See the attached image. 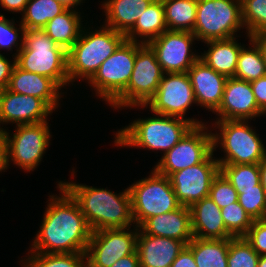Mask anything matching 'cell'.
Listing matches in <instances>:
<instances>
[{
  "label": "cell",
  "instance_id": "obj_1",
  "mask_svg": "<svg viewBox=\"0 0 266 267\" xmlns=\"http://www.w3.org/2000/svg\"><path fill=\"white\" fill-rule=\"evenodd\" d=\"M59 195H51L46 211L28 253L86 252L92 230L77 201L62 186Z\"/></svg>",
  "mask_w": 266,
  "mask_h": 267
},
{
  "label": "cell",
  "instance_id": "obj_2",
  "mask_svg": "<svg viewBox=\"0 0 266 267\" xmlns=\"http://www.w3.org/2000/svg\"><path fill=\"white\" fill-rule=\"evenodd\" d=\"M77 201L92 232L134 224L129 188L116 194L108 189L59 181Z\"/></svg>",
  "mask_w": 266,
  "mask_h": 267
},
{
  "label": "cell",
  "instance_id": "obj_3",
  "mask_svg": "<svg viewBox=\"0 0 266 267\" xmlns=\"http://www.w3.org/2000/svg\"><path fill=\"white\" fill-rule=\"evenodd\" d=\"M156 116L136 119L129 126L118 130L114 144L121 147L161 150L165 154L193 127L186 119L160 114Z\"/></svg>",
  "mask_w": 266,
  "mask_h": 267
},
{
  "label": "cell",
  "instance_id": "obj_4",
  "mask_svg": "<svg viewBox=\"0 0 266 267\" xmlns=\"http://www.w3.org/2000/svg\"><path fill=\"white\" fill-rule=\"evenodd\" d=\"M83 28L85 31L82 29L77 41L67 51L71 84L79 78L88 82L100 65L126 40L125 34L105 25L95 31Z\"/></svg>",
  "mask_w": 266,
  "mask_h": 267
},
{
  "label": "cell",
  "instance_id": "obj_5",
  "mask_svg": "<svg viewBox=\"0 0 266 267\" xmlns=\"http://www.w3.org/2000/svg\"><path fill=\"white\" fill-rule=\"evenodd\" d=\"M23 38L16 65L24 71L53 79L61 88L69 85L67 51L44 29H27Z\"/></svg>",
  "mask_w": 266,
  "mask_h": 267
},
{
  "label": "cell",
  "instance_id": "obj_6",
  "mask_svg": "<svg viewBox=\"0 0 266 267\" xmlns=\"http://www.w3.org/2000/svg\"><path fill=\"white\" fill-rule=\"evenodd\" d=\"M248 120L216 121L220 133H212L213 151L220 145L224 158H216L219 165L259 164L266 158V147Z\"/></svg>",
  "mask_w": 266,
  "mask_h": 267
},
{
  "label": "cell",
  "instance_id": "obj_7",
  "mask_svg": "<svg viewBox=\"0 0 266 267\" xmlns=\"http://www.w3.org/2000/svg\"><path fill=\"white\" fill-rule=\"evenodd\" d=\"M131 195L132 217L140 227L148 218L171 212L181 206L170 178L154 168L151 174L128 187Z\"/></svg>",
  "mask_w": 266,
  "mask_h": 267
},
{
  "label": "cell",
  "instance_id": "obj_8",
  "mask_svg": "<svg viewBox=\"0 0 266 267\" xmlns=\"http://www.w3.org/2000/svg\"><path fill=\"white\" fill-rule=\"evenodd\" d=\"M244 28L241 0H197L193 30L197 41L228 39ZM236 34V35H235Z\"/></svg>",
  "mask_w": 266,
  "mask_h": 267
},
{
  "label": "cell",
  "instance_id": "obj_9",
  "mask_svg": "<svg viewBox=\"0 0 266 267\" xmlns=\"http://www.w3.org/2000/svg\"><path fill=\"white\" fill-rule=\"evenodd\" d=\"M163 75L153 49L136 42V59L128 86L110 106L115 109L145 106L157 91Z\"/></svg>",
  "mask_w": 266,
  "mask_h": 267
},
{
  "label": "cell",
  "instance_id": "obj_10",
  "mask_svg": "<svg viewBox=\"0 0 266 267\" xmlns=\"http://www.w3.org/2000/svg\"><path fill=\"white\" fill-rule=\"evenodd\" d=\"M136 59V42L125 40L88 81L97 94L111 105L126 89Z\"/></svg>",
  "mask_w": 266,
  "mask_h": 267
},
{
  "label": "cell",
  "instance_id": "obj_11",
  "mask_svg": "<svg viewBox=\"0 0 266 267\" xmlns=\"http://www.w3.org/2000/svg\"><path fill=\"white\" fill-rule=\"evenodd\" d=\"M196 104L194 90L188 73H164L154 96L145 106L154 114L178 117L188 120L193 126L204 125L194 118H184L192 104Z\"/></svg>",
  "mask_w": 266,
  "mask_h": 267
},
{
  "label": "cell",
  "instance_id": "obj_12",
  "mask_svg": "<svg viewBox=\"0 0 266 267\" xmlns=\"http://www.w3.org/2000/svg\"><path fill=\"white\" fill-rule=\"evenodd\" d=\"M47 121L17 125L15 133L3 131L7 144L8 163L13 162L26 172L34 171L40 164L50 143L51 133Z\"/></svg>",
  "mask_w": 266,
  "mask_h": 267
},
{
  "label": "cell",
  "instance_id": "obj_13",
  "mask_svg": "<svg viewBox=\"0 0 266 267\" xmlns=\"http://www.w3.org/2000/svg\"><path fill=\"white\" fill-rule=\"evenodd\" d=\"M206 126H193L172 149L163 154L154 169L170 177L175 172L203 162L213 152L212 132Z\"/></svg>",
  "mask_w": 266,
  "mask_h": 267
},
{
  "label": "cell",
  "instance_id": "obj_14",
  "mask_svg": "<svg viewBox=\"0 0 266 267\" xmlns=\"http://www.w3.org/2000/svg\"><path fill=\"white\" fill-rule=\"evenodd\" d=\"M103 229L92 232L86 250L88 267H111L117 260L136 252L138 228ZM128 230V231H127Z\"/></svg>",
  "mask_w": 266,
  "mask_h": 267
},
{
  "label": "cell",
  "instance_id": "obj_15",
  "mask_svg": "<svg viewBox=\"0 0 266 267\" xmlns=\"http://www.w3.org/2000/svg\"><path fill=\"white\" fill-rule=\"evenodd\" d=\"M195 35L190 31L166 30L148 43L164 73H186L199 59L192 52Z\"/></svg>",
  "mask_w": 266,
  "mask_h": 267
},
{
  "label": "cell",
  "instance_id": "obj_16",
  "mask_svg": "<svg viewBox=\"0 0 266 267\" xmlns=\"http://www.w3.org/2000/svg\"><path fill=\"white\" fill-rule=\"evenodd\" d=\"M214 151L201 163L173 173L169 178L179 203L191 207L209 196L213 179L220 172Z\"/></svg>",
  "mask_w": 266,
  "mask_h": 267
},
{
  "label": "cell",
  "instance_id": "obj_17",
  "mask_svg": "<svg viewBox=\"0 0 266 267\" xmlns=\"http://www.w3.org/2000/svg\"><path fill=\"white\" fill-rule=\"evenodd\" d=\"M53 110L42 100L34 96L22 95L2 90L0 96V130L1 125L15 123L17 125L36 124L47 120Z\"/></svg>",
  "mask_w": 266,
  "mask_h": 267
},
{
  "label": "cell",
  "instance_id": "obj_18",
  "mask_svg": "<svg viewBox=\"0 0 266 267\" xmlns=\"http://www.w3.org/2000/svg\"><path fill=\"white\" fill-rule=\"evenodd\" d=\"M216 121L252 120L264 115L255 100L250 82L234 77L227 78L222 102L214 112Z\"/></svg>",
  "mask_w": 266,
  "mask_h": 267
},
{
  "label": "cell",
  "instance_id": "obj_19",
  "mask_svg": "<svg viewBox=\"0 0 266 267\" xmlns=\"http://www.w3.org/2000/svg\"><path fill=\"white\" fill-rule=\"evenodd\" d=\"M187 73L197 105L214 113L222 102L227 77L217 73L200 59L188 69Z\"/></svg>",
  "mask_w": 266,
  "mask_h": 267
},
{
  "label": "cell",
  "instance_id": "obj_20",
  "mask_svg": "<svg viewBox=\"0 0 266 267\" xmlns=\"http://www.w3.org/2000/svg\"><path fill=\"white\" fill-rule=\"evenodd\" d=\"M7 89L14 93L42 99L54 111L63 96L61 87L53 79L24 71L17 65L13 68Z\"/></svg>",
  "mask_w": 266,
  "mask_h": 267
},
{
  "label": "cell",
  "instance_id": "obj_21",
  "mask_svg": "<svg viewBox=\"0 0 266 267\" xmlns=\"http://www.w3.org/2000/svg\"><path fill=\"white\" fill-rule=\"evenodd\" d=\"M185 246L180 240L152 236L138 228L136 251L140 267H171Z\"/></svg>",
  "mask_w": 266,
  "mask_h": 267
},
{
  "label": "cell",
  "instance_id": "obj_22",
  "mask_svg": "<svg viewBox=\"0 0 266 267\" xmlns=\"http://www.w3.org/2000/svg\"><path fill=\"white\" fill-rule=\"evenodd\" d=\"M139 228L146 234L177 239L186 245L194 237L190 208L183 205L171 212L148 218Z\"/></svg>",
  "mask_w": 266,
  "mask_h": 267
},
{
  "label": "cell",
  "instance_id": "obj_23",
  "mask_svg": "<svg viewBox=\"0 0 266 267\" xmlns=\"http://www.w3.org/2000/svg\"><path fill=\"white\" fill-rule=\"evenodd\" d=\"M189 208L192 232L195 238L230 239L233 237L226 230L221 209L209 196L194 203Z\"/></svg>",
  "mask_w": 266,
  "mask_h": 267
},
{
  "label": "cell",
  "instance_id": "obj_24",
  "mask_svg": "<svg viewBox=\"0 0 266 267\" xmlns=\"http://www.w3.org/2000/svg\"><path fill=\"white\" fill-rule=\"evenodd\" d=\"M236 37L204 42L208 45L207 52L199 55L207 66L227 78L234 77L237 68L238 56L243 45L238 43ZM210 46V47H209Z\"/></svg>",
  "mask_w": 266,
  "mask_h": 267
},
{
  "label": "cell",
  "instance_id": "obj_25",
  "mask_svg": "<svg viewBox=\"0 0 266 267\" xmlns=\"http://www.w3.org/2000/svg\"><path fill=\"white\" fill-rule=\"evenodd\" d=\"M153 0H106L104 25L126 34Z\"/></svg>",
  "mask_w": 266,
  "mask_h": 267
},
{
  "label": "cell",
  "instance_id": "obj_26",
  "mask_svg": "<svg viewBox=\"0 0 266 267\" xmlns=\"http://www.w3.org/2000/svg\"><path fill=\"white\" fill-rule=\"evenodd\" d=\"M166 30L168 28L165 22L163 2L162 0H153L125 36L128 41L148 44Z\"/></svg>",
  "mask_w": 266,
  "mask_h": 267
},
{
  "label": "cell",
  "instance_id": "obj_27",
  "mask_svg": "<svg viewBox=\"0 0 266 267\" xmlns=\"http://www.w3.org/2000/svg\"><path fill=\"white\" fill-rule=\"evenodd\" d=\"M79 13L73 9H66L48 21L43 28L45 33L66 51L74 45L83 29V18Z\"/></svg>",
  "mask_w": 266,
  "mask_h": 267
},
{
  "label": "cell",
  "instance_id": "obj_28",
  "mask_svg": "<svg viewBox=\"0 0 266 267\" xmlns=\"http://www.w3.org/2000/svg\"><path fill=\"white\" fill-rule=\"evenodd\" d=\"M197 267H228L229 239L195 238L187 244Z\"/></svg>",
  "mask_w": 266,
  "mask_h": 267
},
{
  "label": "cell",
  "instance_id": "obj_29",
  "mask_svg": "<svg viewBox=\"0 0 266 267\" xmlns=\"http://www.w3.org/2000/svg\"><path fill=\"white\" fill-rule=\"evenodd\" d=\"M168 30L193 32L197 0H162Z\"/></svg>",
  "mask_w": 266,
  "mask_h": 267
},
{
  "label": "cell",
  "instance_id": "obj_30",
  "mask_svg": "<svg viewBox=\"0 0 266 267\" xmlns=\"http://www.w3.org/2000/svg\"><path fill=\"white\" fill-rule=\"evenodd\" d=\"M67 8L56 0H29L21 18V24L27 29H43L47 22Z\"/></svg>",
  "mask_w": 266,
  "mask_h": 267
},
{
  "label": "cell",
  "instance_id": "obj_31",
  "mask_svg": "<svg viewBox=\"0 0 266 267\" xmlns=\"http://www.w3.org/2000/svg\"><path fill=\"white\" fill-rule=\"evenodd\" d=\"M249 49L243 46L238 56L237 68L234 78L251 82L266 75L262 53L255 42L247 35Z\"/></svg>",
  "mask_w": 266,
  "mask_h": 267
},
{
  "label": "cell",
  "instance_id": "obj_32",
  "mask_svg": "<svg viewBox=\"0 0 266 267\" xmlns=\"http://www.w3.org/2000/svg\"><path fill=\"white\" fill-rule=\"evenodd\" d=\"M21 260L22 267H88L86 252L82 253H29ZM24 264V265H23Z\"/></svg>",
  "mask_w": 266,
  "mask_h": 267
},
{
  "label": "cell",
  "instance_id": "obj_33",
  "mask_svg": "<svg viewBox=\"0 0 266 267\" xmlns=\"http://www.w3.org/2000/svg\"><path fill=\"white\" fill-rule=\"evenodd\" d=\"M220 172L236 190L257 189L260 183L259 164L221 165Z\"/></svg>",
  "mask_w": 266,
  "mask_h": 267
},
{
  "label": "cell",
  "instance_id": "obj_34",
  "mask_svg": "<svg viewBox=\"0 0 266 267\" xmlns=\"http://www.w3.org/2000/svg\"><path fill=\"white\" fill-rule=\"evenodd\" d=\"M260 255L244 237L229 239L228 267H257Z\"/></svg>",
  "mask_w": 266,
  "mask_h": 267
},
{
  "label": "cell",
  "instance_id": "obj_35",
  "mask_svg": "<svg viewBox=\"0 0 266 267\" xmlns=\"http://www.w3.org/2000/svg\"><path fill=\"white\" fill-rule=\"evenodd\" d=\"M221 216L226 230L233 237H244L254 221L238 201L223 207Z\"/></svg>",
  "mask_w": 266,
  "mask_h": 267
},
{
  "label": "cell",
  "instance_id": "obj_36",
  "mask_svg": "<svg viewBox=\"0 0 266 267\" xmlns=\"http://www.w3.org/2000/svg\"><path fill=\"white\" fill-rule=\"evenodd\" d=\"M242 21L247 34L266 31V0H241Z\"/></svg>",
  "mask_w": 266,
  "mask_h": 267
},
{
  "label": "cell",
  "instance_id": "obj_37",
  "mask_svg": "<svg viewBox=\"0 0 266 267\" xmlns=\"http://www.w3.org/2000/svg\"><path fill=\"white\" fill-rule=\"evenodd\" d=\"M236 191L239 204L253 220L266 219V195L261 183L257 189Z\"/></svg>",
  "mask_w": 266,
  "mask_h": 267
},
{
  "label": "cell",
  "instance_id": "obj_38",
  "mask_svg": "<svg viewBox=\"0 0 266 267\" xmlns=\"http://www.w3.org/2000/svg\"><path fill=\"white\" fill-rule=\"evenodd\" d=\"M14 22L15 20H9L3 14H0V49H7L8 51H13L12 49L17 46V52L13 54V59H16L18 52L23 47V37L26 30L25 27L21 24V22L19 24L20 28L17 29V27H15ZM17 44L19 45V47Z\"/></svg>",
  "mask_w": 266,
  "mask_h": 267
},
{
  "label": "cell",
  "instance_id": "obj_39",
  "mask_svg": "<svg viewBox=\"0 0 266 267\" xmlns=\"http://www.w3.org/2000/svg\"><path fill=\"white\" fill-rule=\"evenodd\" d=\"M209 197L218 205L220 209L223 207L237 202L238 193L227 178L219 172L213 179Z\"/></svg>",
  "mask_w": 266,
  "mask_h": 267
},
{
  "label": "cell",
  "instance_id": "obj_40",
  "mask_svg": "<svg viewBox=\"0 0 266 267\" xmlns=\"http://www.w3.org/2000/svg\"><path fill=\"white\" fill-rule=\"evenodd\" d=\"M244 238L259 255H266V219L254 220Z\"/></svg>",
  "mask_w": 266,
  "mask_h": 267
},
{
  "label": "cell",
  "instance_id": "obj_41",
  "mask_svg": "<svg viewBox=\"0 0 266 267\" xmlns=\"http://www.w3.org/2000/svg\"><path fill=\"white\" fill-rule=\"evenodd\" d=\"M255 100L261 112L266 115V75L250 82Z\"/></svg>",
  "mask_w": 266,
  "mask_h": 267
},
{
  "label": "cell",
  "instance_id": "obj_42",
  "mask_svg": "<svg viewBox=\"0 0 266 267\" xmlns=\"http://www.w3.org/2000/svg\"><path fill=\"white\" fill-rule=\"evenodd\" d=\"M12 61H9L5 58V55L3 56V54L0 53V87L2 89L7 88L13 68L16 65V59Z\"/></svg>",
  "mask_w": 266,
  "mask_h": 267
},
{
  "label": "cell",
  "instance_id": "obj_43",
  "mask_svg": "<svg viewBox=\"0 0 266 267\" xmlns=\"http://www.w3.org/2000/svg\"><path fill=\"white\" fill-rule=\"evenodd\" d=\"M171 267H197L192 250L187 245L172 262Z\"/></svg>",
  "mask_w": 266,
  "mask_h": 267
},
{
  "label": "cell",
  "instance_id": "obj_44",
  "mask_svg": "<svg viewBox=\"0 0 266 267\" xmlns=\"http://www.w3.org/2000/svg\"><path fill=\"white\" fill-rule=\"evenodd\" d=\"M28 1L29 0H0V5L4 8V10L12 13L20 12L22 15Z\"/></svg>",
  "mask_w": 266,
  "mask_h": 267
},
{
  "label": "cell",
  "instance_id": "obj_45",
  "mask_svg": "<svg viewBox=\"0 0 266 267\" xmlns=\"http://www.w3.org/2000/svg\"><path fill=\"white\" fill-rule=\"evenodd\" d=\"M111 267H140L137 251L117 260Z\"/></svg>",
  "mask_w": 266,
  "mask_h": 267
},
{
  "label": "cell",
  "instance_id": "obj_46",
  "mask_svg": "<svg viewBox=\"0 0 266 267\" xmlns=\"http://www.w3.org/2000/svg\"><path fill=\"white\" fill-rule=\"evenodd\" d=\"M9 166L7 155L6 138L2 130H0V172L7 170Z\"/></svg>",
  "mask_w": 266,
  "mask_h": 267
},
{
  "label": "cell",
  "instance_id": "obj_47",
  "mask_svg": "<svg viewBox=\"0 0 266 267\" xmlns=\"http://www.w3.org/2000/svg\"><path fill=\"white\" fill-rule=\"evenodd\" d=\"M250 38L259 47L263 56L264 64L266 65V31L253 34Z\"/></svg>",
  "mask_w": 266,
  "mask_h": 267
},
{
  "label": "cell",
  "instance_id": "obj_48",
  "mask_svg": "<svg viewBox=\"0 0 266 267\" xmlns=\"http://www.w3.org/2000/svg\"><path fill=\"white\" fill-rule=\"evenodd\" d=\"M260 183L266 195V158L259 163Z\"/></svg>",
  "mask_w": 266,
  "mask_h": 267
},
{
  "label": "cell",
  "instance_id": "obj_49",
  "mask_svg": "<svg viewBox=\"0 0 266 267\" xmlns=\"http://www.w3.org/2000/svg\"><path fill=\"white\" fill-rule=\"evenodd\" d=\"M56 1L60 2L67 9L76 10L77 8H75V7L76 6L78 7V5H80L82 3V1H84V0H56Z\"/></svg>",
  "mask_w": 266,
  "mask_h": 267
},
{
  "label": "cell",
  "instance_id": "obj_50",
  "mask_svg": "<svg viewBox=\"0 0 266 267\" xmlns=\"http://www.w3.org/2000/svg\"><path fill=\"white\" fill-rule=\"evenodd\" d=\"M257 267H266V255H260Z\"/></svg>",
  "mask_w": 266,
  "mask_h": 267
}]
</instances>
